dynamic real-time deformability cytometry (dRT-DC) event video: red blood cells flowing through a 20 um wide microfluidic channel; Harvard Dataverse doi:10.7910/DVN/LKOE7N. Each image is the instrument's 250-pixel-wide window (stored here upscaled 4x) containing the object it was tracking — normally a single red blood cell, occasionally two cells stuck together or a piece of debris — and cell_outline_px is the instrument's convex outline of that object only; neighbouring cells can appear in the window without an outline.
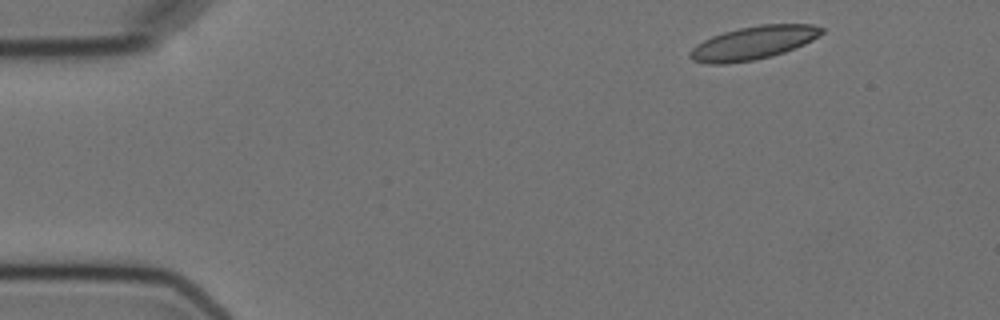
{"species": "Egyptian fruit bat (a non-hibernating species)", "species_latin": "Rousettus aegyptiacus", "temperature_condition": "cold", "stored_images_in_passage": 3, "camera_frame_rate_fps": 3000, "um_per_image_px": 0.085, "animal": {"sex": "female"}, "frame": {"image": 1, "passage_image": 1, "time_ms": 0.0, "image_size_px": [1000, 320], "cell_outline_px": [[824, 32], [820, 36], [804, 44], [784, 52], [772, 56], [752, 60], [728, 64], [708, 64], [692, 60], [688, 56], [688, 52], [696, 44], [712, 36], [724, 32], [740, 28], [760, 24], [812, 24], [824, 28]], "centroid_in_image_um": [64.02, 3.64], "position_along_channel_um": 21.0, "area_um2": 25.61}}